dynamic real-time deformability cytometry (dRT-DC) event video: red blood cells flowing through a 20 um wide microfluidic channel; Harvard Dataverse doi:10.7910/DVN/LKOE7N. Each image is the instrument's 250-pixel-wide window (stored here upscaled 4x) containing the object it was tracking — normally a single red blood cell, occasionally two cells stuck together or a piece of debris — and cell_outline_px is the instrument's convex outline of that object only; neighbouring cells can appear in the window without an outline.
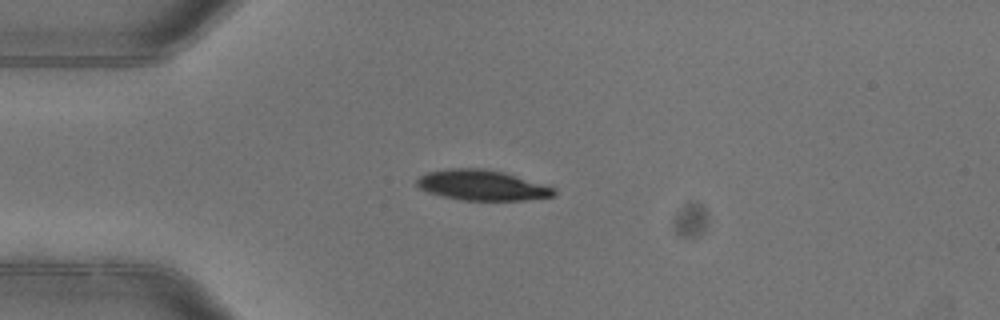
{"species": "common noctule bat (a hibernating species)", "species_latin": "Nyctalus noctula", "temperature_condition": "warm", "stored_images_in_passage": 1, "camera_frame_rate_fps": 3000, "um_per_image_px": 0.085, "animal": {"sex": "female"}, "frame": {"image": 1, "passage_image": 1, "time_ms": 0.0, "image_size_px": [1000, 320], "cell_outline_px": [[556, 196], [524, 200], [460, 200], [428, 192], [420, 188], [416, 184], [416, 180], [420, 176], [428, 172], [448, 168], [488, 168], [504, 172], [556, 188]], "centroid_in_image_um": [40.99, 15.74], "position_along_channel_um": 44.0, "area_um2": 24.33}}